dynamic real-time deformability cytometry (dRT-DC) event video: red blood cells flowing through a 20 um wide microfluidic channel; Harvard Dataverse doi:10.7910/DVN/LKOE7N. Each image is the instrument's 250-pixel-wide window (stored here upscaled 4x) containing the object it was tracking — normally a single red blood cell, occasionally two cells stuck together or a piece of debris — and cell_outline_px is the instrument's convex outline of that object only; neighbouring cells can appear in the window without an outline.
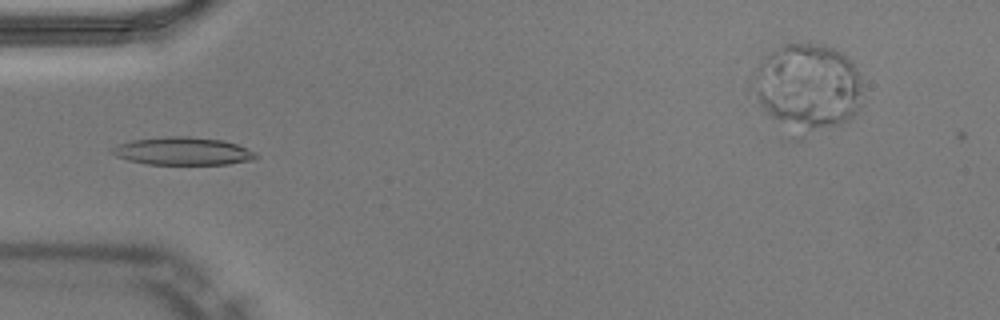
{"species": "Egyptian fruit bat (a non-hibernating species)", "species_latin": "Rousettus aegyptiacus", "temperature_condition": "warm", "stored_images_in_passage": 48, "camera_frame_rate_fps": 3000, "um_per_image_px": 0.085, "animal": {"sex": "male"}, "frame": {"image": 1, "passage_image": 13, "time_ms": 4.0, "image_size_px": [1000, 320], "cell_outline_px": [[260, 156], [252, 160], [228, 164], [148, 164], [128, 160], [116, 156], [112, 152], [112, 148], [120, 144], [132, 140], [168, 136], [188, 136], [220, 140], [236, 144], [248, 148], [256, 152]], "centroid_in_image_um": [15.58, 12.85], "position_along_channel_um": 69.4, "area_um2": 23.18}}
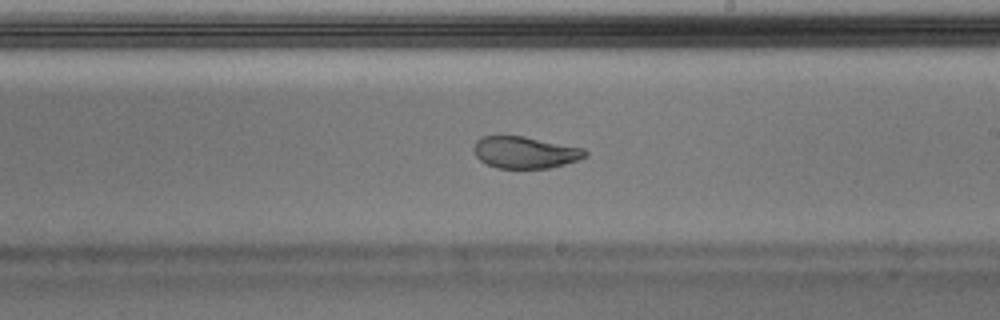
{"frame": {"image": 2, "passage_image": 26, "time_ms": 8.333, "image_size_px": [1000, 320], "cell_outline_px": [[588, 156], [564, 164], [548, 168], [496, 168], [480, 160], [476, 156], [476, 140], [480, 136], [524, 136], [584, 148], [588, 152]], "centroid_in_image_um": [44.66, 12.95], "position_along_channel_um": 244.3, "area_um2": 20.46}}
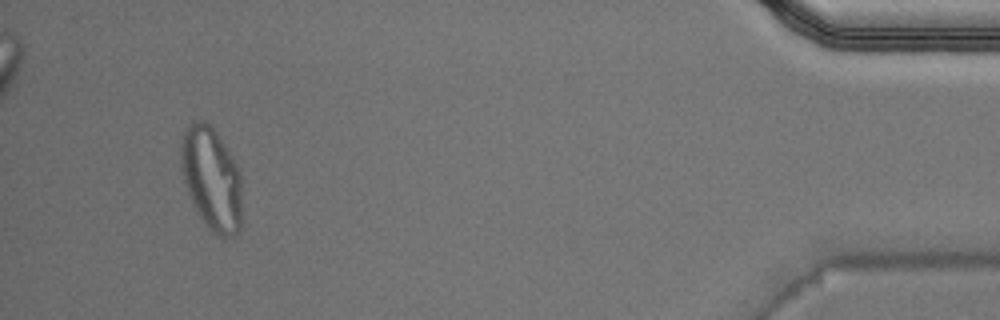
{"frame": {"image": 3, "passage_image": 44, "time_ms": 14.333, "image_size_px": [1000, 320], "cell_outline_px": [[240, 232], [236, 236], [220, 236], [212, 232], [196, 212], [184, 184], [180, 168], [180, 144], [184, 128], [192, 120], [204, 120], [216, 132], [228, 148], [240, 168]], "centroid_in_image_um": [17.95, 15.15], "position_along_channel_um": 417.3, "area_um2": 37.22}, "authors_computed_cell_mechanics": {"area_um2": 22.5131, "velocity_mm_per_s": 4.0216, "shape_relaxation_time_tau1_ms": null, "shape_relaxation_time_tau2_ms": 0.9571, "deformation_change_tau1": null, "deformation_change_tau2": 0.0591}}